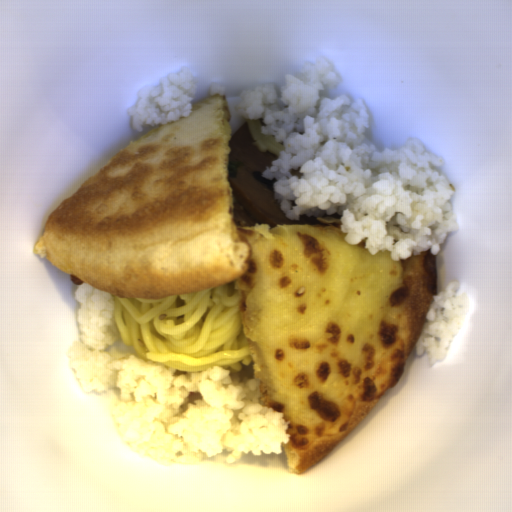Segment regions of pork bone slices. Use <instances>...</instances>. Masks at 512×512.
<instances>
[{
    "instance_id": "pork-bone-slices-1",
    "label": "pork bone slices",
    "mask_w": 512,
    "mask_h": 512,
    "mask_svg": "<svg viewBox=\"0 0 512 512\" xmlns=\"http://www.w3.org/2000/svg\"><path fill=\"white\" fill-rule=\"evenodd\" d=\"M247 121L231 136L228 154V180L232 188L233 221L236 226L276 225H319L317 218L299 215V220L287 219L280 203L275 199L273 183L263 177L265 167H271L272 160L278 159L268 149L262 152L253 144Z\"/></svg>"
}]
</instances>
